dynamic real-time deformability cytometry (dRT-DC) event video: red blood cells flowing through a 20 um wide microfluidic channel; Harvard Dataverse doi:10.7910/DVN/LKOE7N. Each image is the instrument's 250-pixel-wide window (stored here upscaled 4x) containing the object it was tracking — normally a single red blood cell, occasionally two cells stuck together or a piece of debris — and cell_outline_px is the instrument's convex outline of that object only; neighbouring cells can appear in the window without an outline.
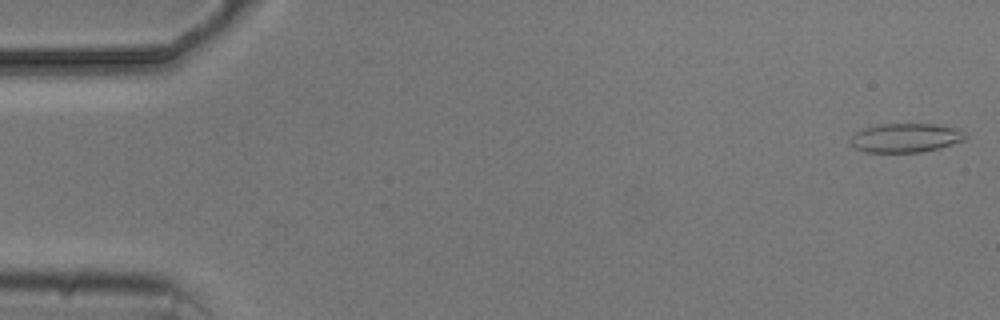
{"species": "common noctule bat (a hibernating species)", "species_latin": "Nyctalus noctula", "temperature_condition": "cold", "stored_images_in_passage": 4, "camera_frame_rate_fps": 3000, "um_per_image_px": 0.085, "animal": {"sex": "male", "body_mass_g": 20.5, "forearm_length_mm": 52.5}, "frame": {"image": 1, "passage_image": 1, "time_ms": 0.0, "image_size_px": [1000, 320], "cell_outline_px": [[968, 136], [964, 140], [936, 148], [920, 152], [864, 152], [856, 148], [848, 140], [856, 132], [864, 128], [880, 124], [932, 124], [960, 128]], "centroid_in_image_um": [76.97, 11.71], "position_along_channel_um": 8.0, "area_um2": 19.31}}
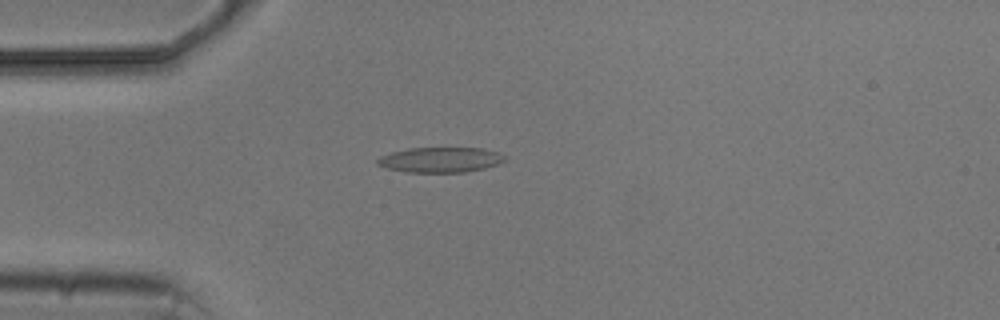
{"frame": {"image": 2, "passage_image": 4, "time_ms": 4.333, "image_size_px": [1000, 320], "cell_outline_px": [[508, 156], [500, 164], [484, 168], [464, 172], [404, 172], [388, 168], [376, 164], [376, 160], [380, 156], [392, 152], [408, 148], [484, 148], [500, 152]], "centroid_in_image_um": [37.47, 13.57], "position_along_channel_um": 47.5, "area_um2": 18.84}}